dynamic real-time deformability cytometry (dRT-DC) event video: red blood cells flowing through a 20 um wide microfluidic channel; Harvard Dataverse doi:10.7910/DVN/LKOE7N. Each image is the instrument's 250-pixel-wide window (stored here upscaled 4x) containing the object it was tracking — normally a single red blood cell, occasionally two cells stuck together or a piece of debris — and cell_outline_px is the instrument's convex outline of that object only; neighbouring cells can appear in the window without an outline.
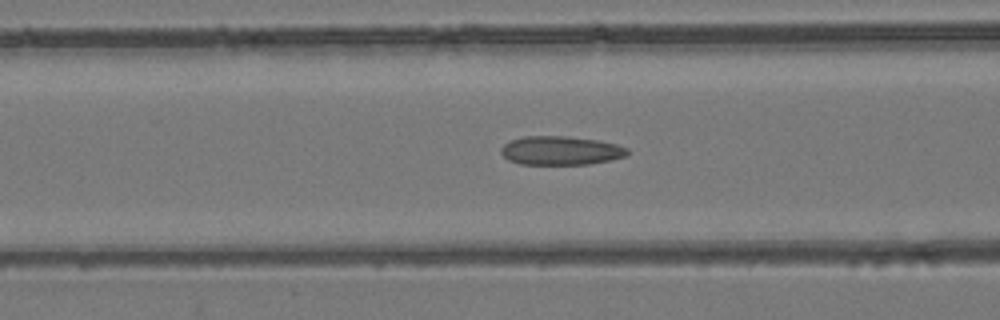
{"species": "common noctule bat (a hibernating species)", "species_latin": "Nyctalus noctula", "temperature_condition": "room temperature", "stored_images_in_passage": 23, "camera_frame_rate_fps": 3000, "um_per_image_px": 0.085, "animal": {"sex": "female", "body_mass_g": 24.6, "forearm_length_mm": 56.2}, "frame": {"image": 1, "passage_image": 7, "time_ms": 2.0, "image_size_px": [1000, 320], "cell_outline_px": [[628, 152], [624, 156], [608, 160], [588, 164], [520, 164], [508, 160], [500, 152], [500, 148], [504, 144], [512, 140], [524, 136], [568, 136], [596, 140], [616, 144], [628, 148]], "centroid_in_image_um": [47.62, 12.79], "position_along_channel_um": 119.0, "area_um2": 21.04}}
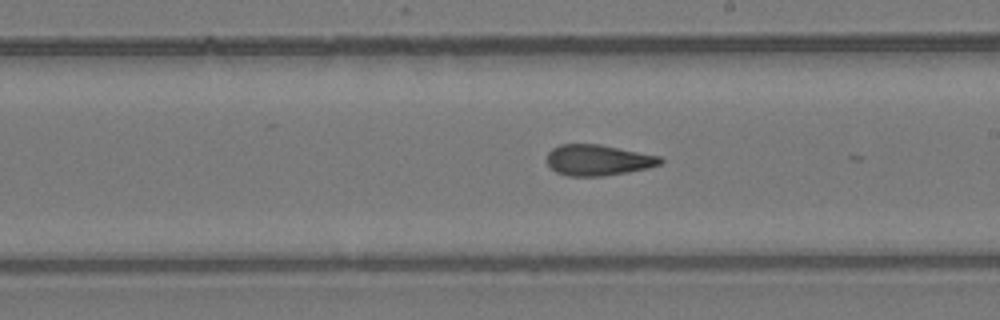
{"frame": {"image": 2, "passage_image": 16, "time_ms": 5.0, "image_size_px": [1000, 320], "cell_outline_px": [[664, 160], [660, 164], [648, 168], [628, 172], [604, 176], [568, 176], [556, 172], [548, 164], [548, 152], [552, 148], [560, 144], [600, 144], [660, 156]], "centroid_in_image_um": [50.84, 13.61], "position_along_channel_um": 238.2, "area_um2": 20.4}}
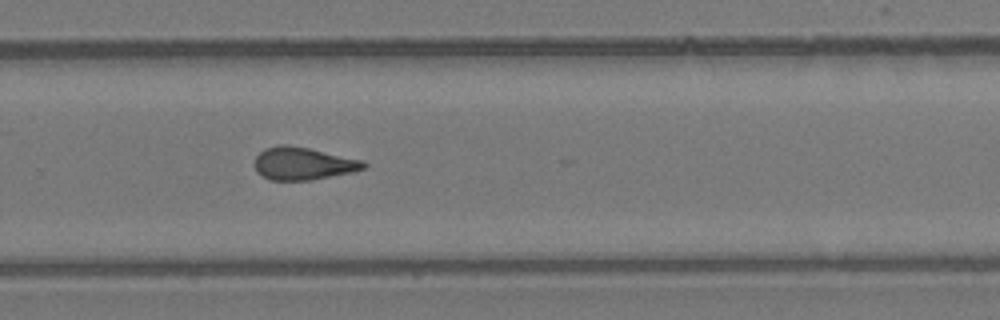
{"frame": {"image": 3, "passage_image": 21, "time_ms": 6.667, "image_size_px": [1000, 320], "cell_outline_px": [[368, 164], [364, 168], [352, 172], [308, 180], [268, 180], [256, 172], [252, 164], [256, 156], [264, 148], [280, 144], [288, 144], [308, 148], [364, 160]], "centroid_in_image_um": [25.71, 13.89], "position_along_channel_um": 304.1, "area_um2": 20.92}}